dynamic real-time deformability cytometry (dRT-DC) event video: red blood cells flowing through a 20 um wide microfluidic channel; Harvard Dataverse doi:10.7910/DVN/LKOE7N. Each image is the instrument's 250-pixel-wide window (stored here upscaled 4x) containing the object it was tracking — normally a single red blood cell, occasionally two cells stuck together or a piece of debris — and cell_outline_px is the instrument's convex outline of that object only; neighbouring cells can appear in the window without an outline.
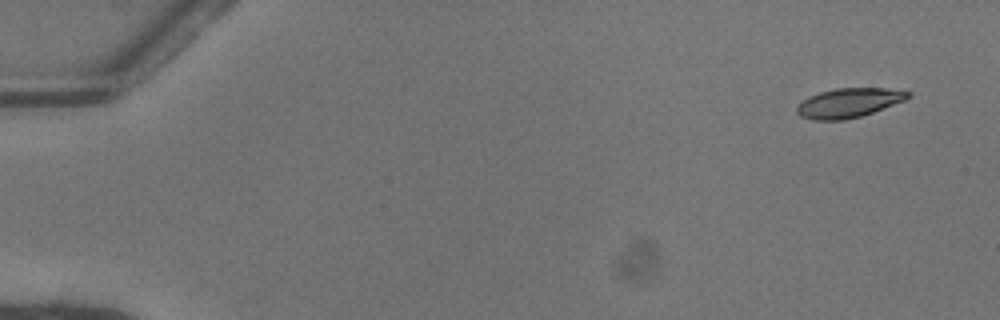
{"species": "common noctule bat (a hibernating species)", "species_latin": "Nyctalus noctula", "temperature_condition": "warm", "stored_images_in_passage": 50, "camera_frame_rate_fps": 3000, "um_per_image_px": 0.085, "animal": {"sex": "female"}, "frame": {"image": 1, "passage_image": 1, "time_ms": 0.0, "image_size_px": [1000, 320], "cell_outline_px": [[912, 96], [904, 100], [872, 112], [860, 116], [844, 120], [812, 120], [800, 116], [796, 112], [796, 108], [804, 100], [820, 92], [836, 88], [884, 88], [912, 92]], "centroid_in_image_um": [72.15, 8.74], "position_along_channel_um": 12.9, "area_um2": 18.73}}
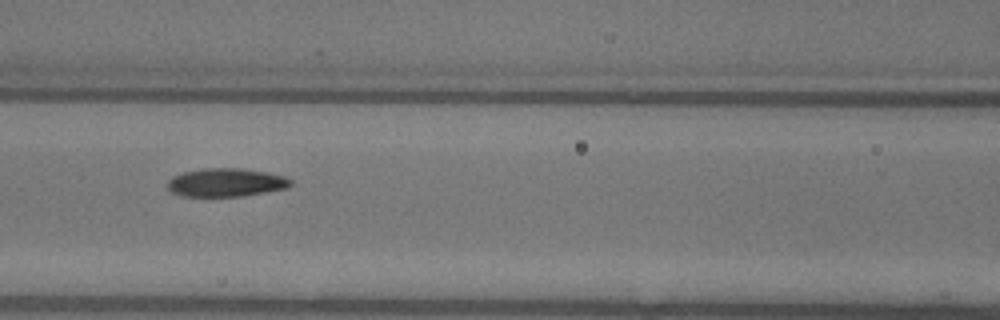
{"frame": {"image": 2, "passage_image": 22, "time_ms": 7.0, "image_size_px": [1000, 320], "cell_outline_px": [[292, 184], [288, 188], [244, 196], [180, 196], [168, 192], [168, 180], [172, 176], [184, 172], [204, 168], [244, 168], [268, 172], [284, 176], [292, 180]], "centroid_in_image_um": [19.21, 15.51], "position_along_channel_um": 147.4, "area_um2": 20.63}}
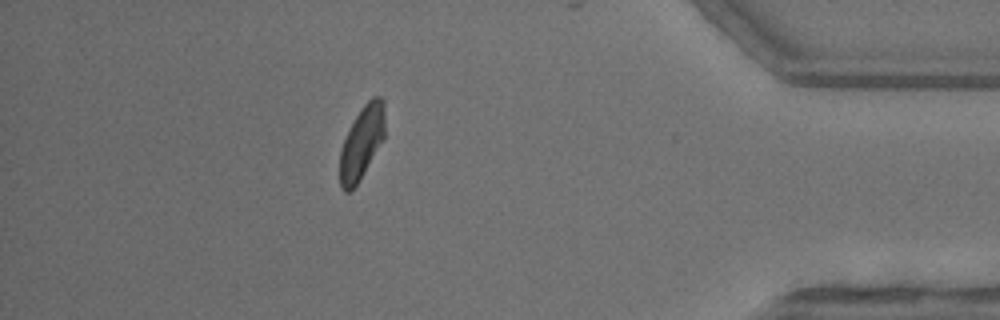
{"frame": {"image": 3, "passage_image": 44, "time_ms": 14.333, "image_size_px": [1000, 320], "cell_outline_px": [[384, 140], [360, 180], [348, 192], [344, 192], [340, 188], [340, 152], [344, 140], [360, 108], [372, 96], [380, 96], [384, 100]], "centroid_in_image_um": [30.77, 12.12], "position_along_channel_um": 404.4, "area_um2": 19.13}, "authors_computed_cell_mechanics": {"area_um2": 20.2011, "velocity_mm_per_s": 4.07, "shape_relaxation_time_tau1_ms": 2.7666, "shape_relaxation_time_tau2_ms": 2.3653, "deformation_change_tau1": 0.1484, "deformation_change_tau2": 0.085}}